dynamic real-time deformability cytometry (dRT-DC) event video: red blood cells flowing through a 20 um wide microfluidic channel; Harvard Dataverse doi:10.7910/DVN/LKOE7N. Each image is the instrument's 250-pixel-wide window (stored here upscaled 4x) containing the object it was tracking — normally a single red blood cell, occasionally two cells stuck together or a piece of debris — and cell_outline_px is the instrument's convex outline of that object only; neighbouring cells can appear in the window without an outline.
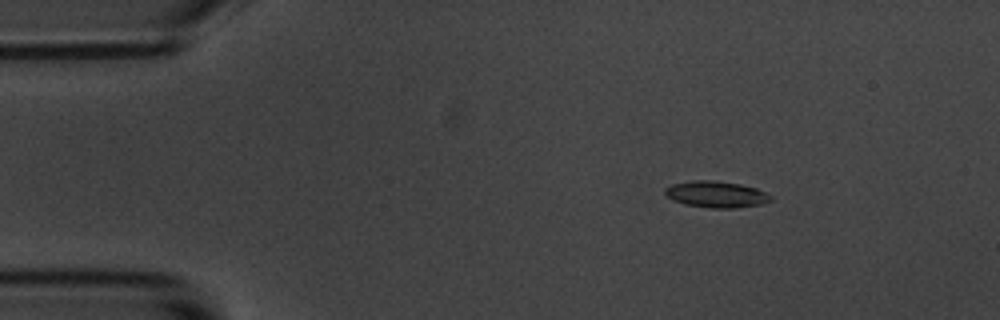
{"species": "common noctule bat (a hibernating species)", "species_latin": "Nyctalus noctula", "temperature_condition": "room temperature", "stored_images_in_passage": 10, "camera_frame_rate_fps": 3000, "um_per_image_px": 0.085, "animal": {"sex": "male", "body_mass_g": 20.1, "forearm_length_mm": 53.5}, "frame": {"image": 1, "passage_image": 1, "time_ms": 0.0, "image_size_px": [1000, 320], "cell_outline_px": [[772, 200], [760, 204], [736, 208], [712, 208], [684, 204], [672, 200], [664, 192], [664, 188], [672, 184], [692, 180], [712, 180], [740, 184], [756, 188], [772, 196]], "centroid_in_image_um": [60.85, 16.51], "position_along_channel_um": 24.1, "area_um2": 16.24}}
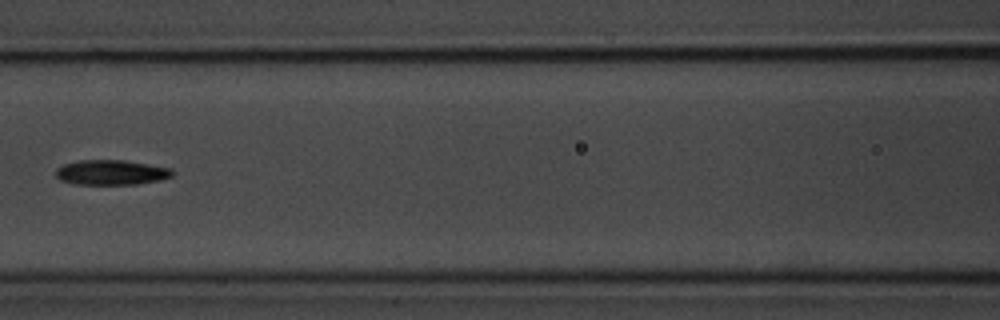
{"frame": {"image": 2, "passage_image": 6, "time_ms": 5.667, "image_size_px": [1000, 320], "cell_outline_px": [[172, 176], [160, 180], [136, 184], [76, 184], [60, 180], [56, 176], [56, 168], [64, 164], [80, 160], [124, 160], [172, 168]], "centroid_in_image_um": [9.45, 14.65], "position_along_channel_um": 157.2, "area_um2": 16.88}}
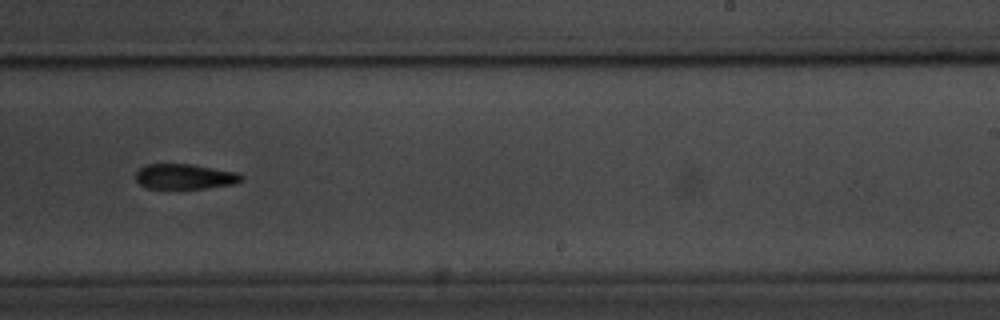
{"frame": {"image": 3, "passage_image": 9, "time_ms": 9.0, "image_size_px": [1000, 320], "cell_outline_px": [[244, 180], [236, 184], [208, 188], [148, 188], [140, 184], [136, 180], [136, 172], [144, 164], [188, 164], [236, 172], [244, 176]], "centroid_in_image_um": [15.73, 15.01], "position_along_channel_um": 273.3, "area_um2": 15.49}}